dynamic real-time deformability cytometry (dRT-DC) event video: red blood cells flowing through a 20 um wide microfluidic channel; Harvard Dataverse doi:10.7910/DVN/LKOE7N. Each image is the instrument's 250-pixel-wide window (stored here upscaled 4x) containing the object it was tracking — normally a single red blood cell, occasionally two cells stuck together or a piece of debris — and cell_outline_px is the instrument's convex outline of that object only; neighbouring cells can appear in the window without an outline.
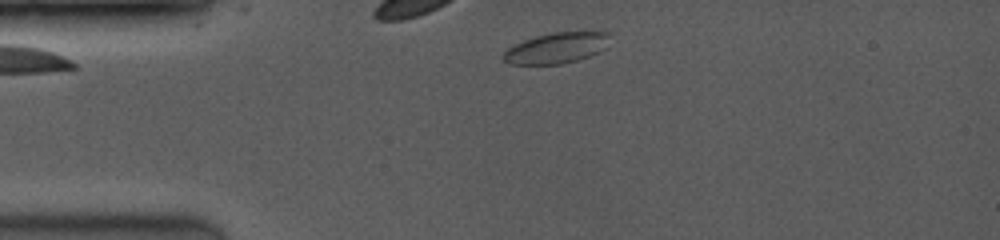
{"species": "common noctule bat (a hibernating species)", "species_latin": "Nyctalus noctula", "temperature_condition": "room temperature", "stored_images_in_passage": 37, "camera_frame_rate_fps": 3500, "um_per_image_px": 0.085, "animal": {"sex": "female", "body_mass_g": 19.0, "forearm_length_mm": 53.3}, "frame": {"image": 1, "passage_image": 1, "time_ms": 0.0, "image_size_px": [1000, 240], "cell_outline_px": [[608, 48], [600, 52], [576, 60], [560, 64], [508, 64], [500, 56], [508, 48], [524, 40], [536, 36], [552, 32], [608, 32]], "centroid_in_image_um": [47.29, 4.08], "position_along_channel_um": 37.7, "area_um2": 19.02}}
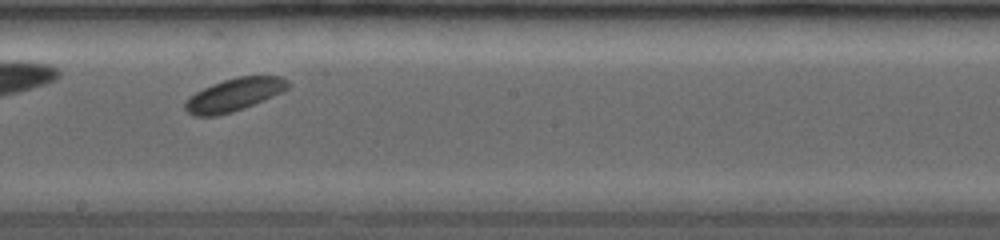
{"frame": {"image": 2, "passage_image": 21, "time_ms": 5.714, "image_size_px": [1000, 240], "cell_outline_px": [[288, 88], [264, 100], [244, 108], [232, 112], [216, 116], [192, 116], [184, 108], [184, 104], [196, 92], [212, 84], [224, 80], [240, 76], [280, 76], [288, 80]], "centroid_in_image_um": [19.89, 8.06], "position_along_channel_um": 228.3, "area_um2": 19.36}}
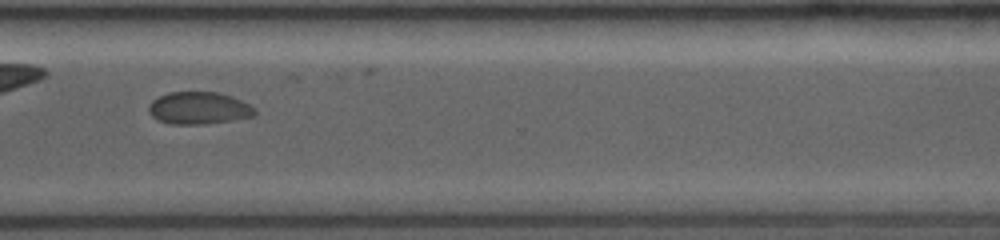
{"frame": {"image": 3, "passage_image": 32, "time_ms": 8.857, "image_size_px": [1000, 240], "cell_outline_px": [[256, 116], [204, 124], [172, 124], [156, 120], [148, 112], [148, 104], [152, 100], [168, 92], [220, 92], [232, 96], [256, 108]], "centroid_in_image_um": [16.88, 9.18], "position_along_channel_um": 353.7, "area_um2": 20.11}, "authors_computed_cell_mechanics": {"area_um2": 19.3052, "velocity_mm_per_s": 3.9501, "shape_relaxation_time_tau1_ms": 1.5955, "shape_relaxation_time_tau2_ms": null, "deformation_change_tau1": 0.033, "deformation_change_tau2": null}}